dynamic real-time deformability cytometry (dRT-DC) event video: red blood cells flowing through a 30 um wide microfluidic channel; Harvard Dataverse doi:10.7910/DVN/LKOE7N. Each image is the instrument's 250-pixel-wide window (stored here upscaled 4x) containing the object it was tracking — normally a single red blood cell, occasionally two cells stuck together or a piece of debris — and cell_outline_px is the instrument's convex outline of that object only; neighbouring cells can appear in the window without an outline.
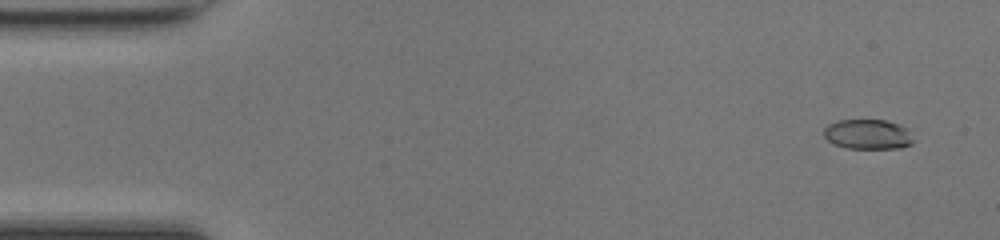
{"species": "common noctule bat (a hibernating species)", "species_latin": "Nyctalus noctula", "temperature_condition": "room temperature", "stored_images_in_passage": 49, "camera_frame_rate_fps": 3000, "um_per_image_px": 0.085, "animal": {"sex": "female", "body_mass_g": 17.0, "forearm_length_mm": 48.0}, "frame": {"image": 1, "passage_image": 3, "time_ms": 0.667, "image_size_px": [1000, 240], "cell_outline_px": [[916, 140], [912, 144], [900, 148], [848, 148], [836, 144], [828, 140], [824, 136], [824, 128], [828, 124], [836, 120], [884, 120], [900, 124], [908, 128]], "centroid_in_image_um": [73.83, 11.4], "position_along_channel_um": 11.2, "area_um2": 15.78}}
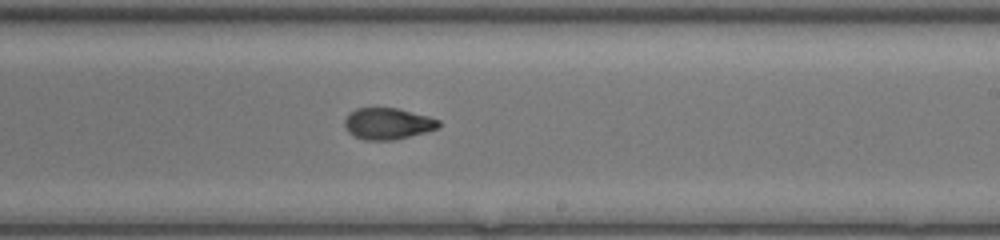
{"frame": {"image": 2, "passage_image": 29, "time_ms": 9.333, "image_size_px": [1000, 240], "cell_outline_px": [[440, 128], [392, 140], [364, 140], [352, 136], [348, 132], [344, 124], [344, 120], [348, 112], [356, 108], [396, 108], [428, 116], [440, 120]], "centroid_in_image_um": [32.92, 10.51], "position_along_channel_um": 256.1, "area_um2": 17.28}}
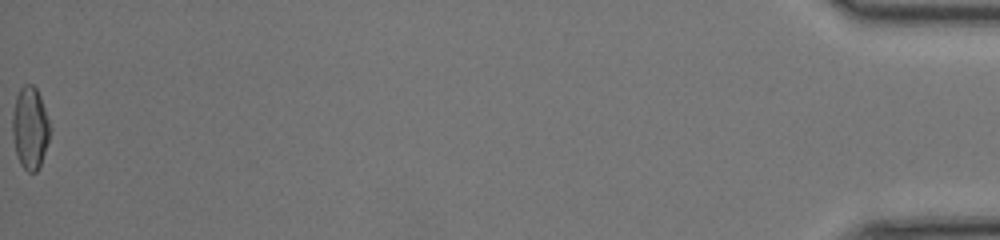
{"frame": {"image": 3, "passage_image": 49, "time_ms": 16.0, "image_size_px": [1000, 240], "cell_outline_px": [[48, 140], [40, 164], [36, 172], [28, 172], [20, 164], [16, 156], [12, 136], [12, 116], [16, 96], [20, 88], [24, 84], [32, 84], [36, 88], [40, 96], [48, 120]], "centroid_in_image_um": [2.51, 10.87], "position_along_channel_um": 432.7, "area_um2": 17.69}, "authors_computed_cell_mechanics": {"area_um2": 17.3978, "velocity_mm_per_s": 4.3148, "shape_relaxation_time_tau1_ms": 8.9509, "shape_relaxation_time_tau2_ms": 1.4426, "deformation_change_tau1": 0.2633, "deformation_change_tau2": 0.0652}}